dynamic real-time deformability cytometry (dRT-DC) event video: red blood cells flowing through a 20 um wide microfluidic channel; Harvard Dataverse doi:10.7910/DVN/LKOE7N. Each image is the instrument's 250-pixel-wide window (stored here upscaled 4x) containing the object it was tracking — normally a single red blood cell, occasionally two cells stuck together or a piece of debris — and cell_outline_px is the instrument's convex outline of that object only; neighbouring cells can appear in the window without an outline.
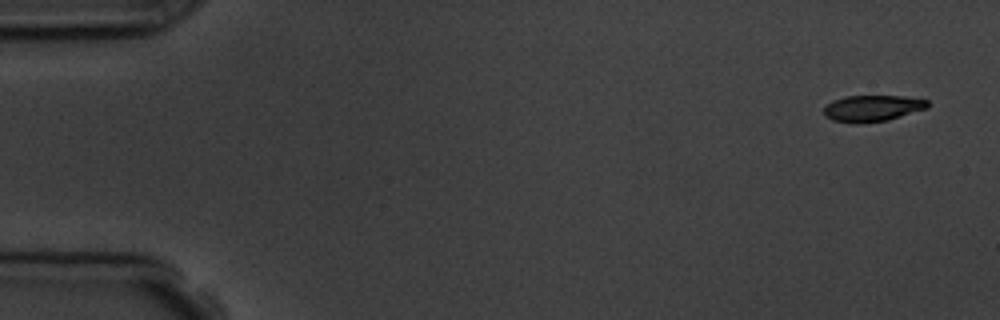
{"species": "common noctule bat (a hibernating species)", "species_latin": "Nyctalus noctula", "temperature_condition": "room temperature", "stored_images_in_passage": 5, "camera_frame_rate_fps": 3000, "um_per_image_px": 0.085, "animal": {"sex": "male", "body_mass_g": 19.5, "forearm_length_mm": 54.6}, "frame": {"image": 1, "passage_image": 1, "time_ms": 0.0, "image_size_px": [1000, 320], "cell_outline_px": [[928, 108], [888, 120], [860, 124], [852, 124], [832, 120], [824, 116], [824, 108], [832, 100], [844, 96], [904, 96], [928, 100]], "centroid_in_image_um": [74.13, 9.21], "position_along_channel_um": 10.9, "area_um2": 16.13}}